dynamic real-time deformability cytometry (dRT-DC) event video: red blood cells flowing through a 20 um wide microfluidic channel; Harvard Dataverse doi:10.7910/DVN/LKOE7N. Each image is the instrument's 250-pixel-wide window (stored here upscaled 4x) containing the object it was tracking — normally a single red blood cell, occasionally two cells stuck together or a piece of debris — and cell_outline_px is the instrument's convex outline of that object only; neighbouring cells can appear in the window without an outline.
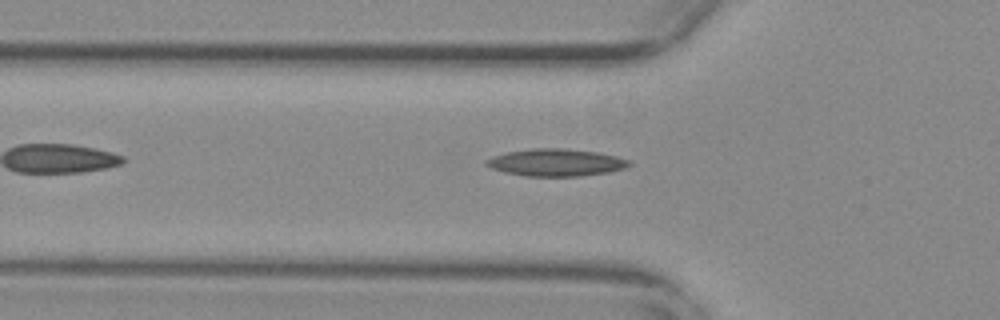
{"species": "common noctule bat (a hibernating species)", "species_latin": "Nyctalus noctula", "temperature_condition": "warm", "stored_images_in_passage": 36, "camera_frame_rate_fps": 3000, "um_per_image_px": 0.085, "animal": {"sex": "female", "body_mass_g": 29.2, "forearm_length_mm": 56.3}, "frame": {"image": 1, "passage_image": 2, "time_ms": 0.333, "image_size_px": [1000, 320], "cell_outline_px": [[632, 164], [624, 168], [608, 172], [580, 176], [524, 176], [504, 172], [492, 168], [484, 164], [484, 160], [492, 156], [508, 152], [532, 148], [564, 148], [600, 152], [632, 160]], "centroid_in_image_um": [47.27, 13.8], "position_along_channel_um": 78.5, "area_um2": 22.89}}
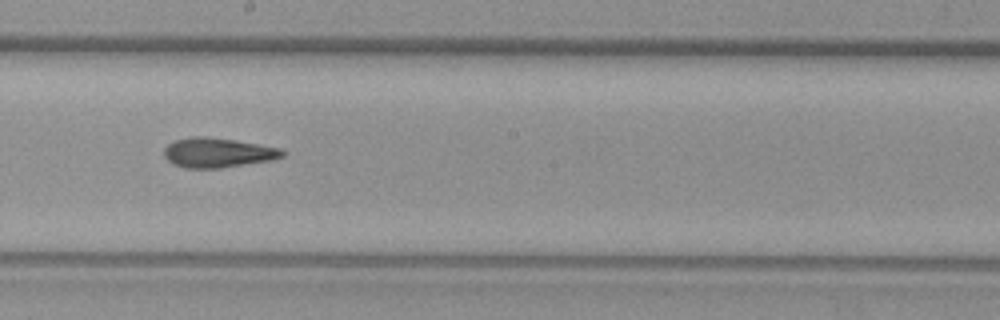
{"frame": {"image": 2, "passage_image": 14, "time_ms": 4.333, "image_size_px": [1000, 320], "cell_outline_px": [[284, 156], [272, 160], [220, 168], [184, 168], [172, 164], [164, 156], [164, 148], [168, 144], [176, 140], [192, 136], [204, 136], [232, 140], [280, 148], [284, 152]], "centroid_in_image_um": [18.47, 12.98], "position_along_channel_um": 229.7, "area_um2": 20.29}}
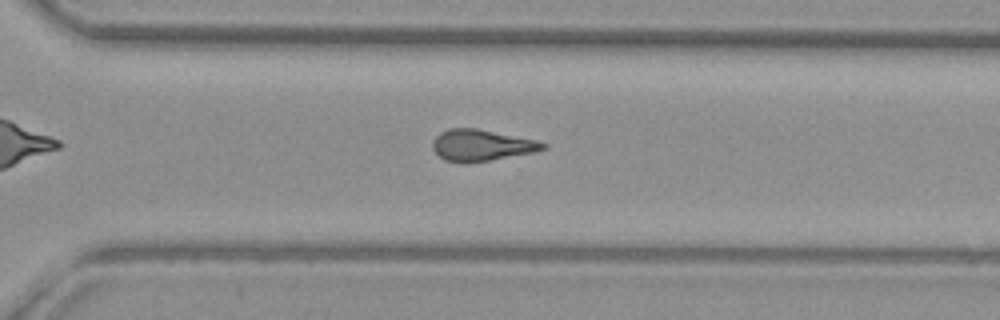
{"frame": {"image": 3, "passage_image": 22, "time_ms": 7.0, "image_size_px": [1000, 320], "cell_outline_px": [[548, 148], [536, 152], [468, 164], [464, 164], [444, 160], [432, 148], [432, 140], [440, 132], [448, 128], [476, 128], [536, 140], [548, 144]], "centroid_in_image_um": [40.92, 12.36], "position_along_channel_um": 329.7, "area_um2": 20.46}, "authors_computed_cell_mechanics": {"area_um2": 19.9988, "velocity_mm_per_s": 3.7622, "shape_relaxation_time_tau1_ms": null, "shape_relaxation_time_tau2_ms": 4.1268, "deformation_change_tau1": null, "deformation_change_tau2": 0.1517}}